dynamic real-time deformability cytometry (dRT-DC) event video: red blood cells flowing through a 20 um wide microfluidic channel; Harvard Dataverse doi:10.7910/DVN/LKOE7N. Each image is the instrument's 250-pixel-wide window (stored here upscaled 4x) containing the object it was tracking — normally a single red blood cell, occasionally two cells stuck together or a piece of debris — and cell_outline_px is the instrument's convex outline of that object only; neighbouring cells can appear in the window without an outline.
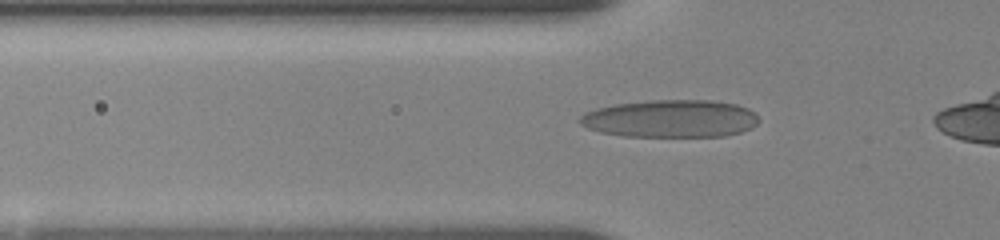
{"species": "human", "species_latin": "Homo sapiens", "temperature_condition": "room temperature", "stored_images_in_passage": 44, "camera_frame_rate_fps": 3000, "um_per_image_px": 0.085, "donor": {"sex": "female"}, "frame": {"image": 1, "passage_image": 15, "time_ms": 3.0, "image_size_px": [1000, 240], "cell_outline_px": [[760, 120], [752, 128], [740, 132], [724, 136], [624, 136], [600, 132], [588, 128], [580, 124], [580, 116], [584, 112], [616, 104], [652, 100], [712, 100], [736, 104], [748, 108], [756, 112]], "centroid_in_image_um": [57.04, 10.08], "position_along_channel_um": 68.8, "area_um2": 39.25}}
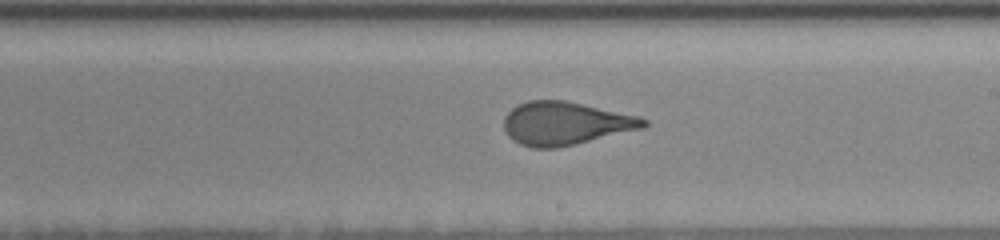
{"frame": {"image": 2, "passage_image": 31, "time_ms": 7.667, "image_size_px": [1000, 240], "cell_outline_px": [[648, 124], [644, 128], [556, 148], [532, 148], [520, 144], [512, 140], [508, 136], [504, 128], [504, 116], [512, 108], [528, 100], [564, 100], [640, 116], [648, 120]], "centroid_in_image_um": [48.05, 10.49], "position_along_channel_um": 240.9, "area_um2": 35.08}}
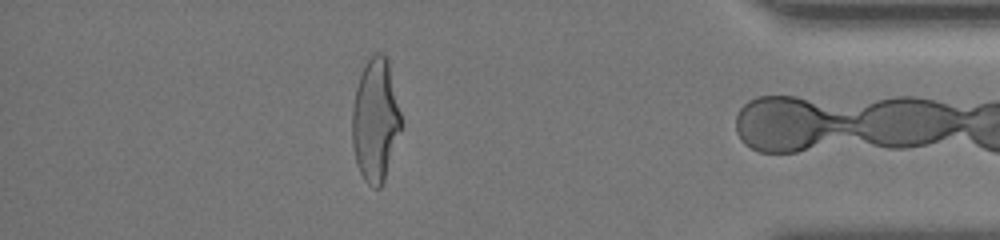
{"frame": {"image": 3, "passage_image": 43, "time_ms": 13.0, "image_size_px": [1000, 240], "cell_outline_px": [[404, 124], [384, 184], [380, 188], [372, 188], [364, 180], [356, 164], [352, 144], [352, 108], [356, 88], [360, 76], [368, 60], [376, 52], [380, 52], [388, 60]], "centroid_in_image_um": [31.94, 10.3], "position_along_channel_um": 403.3, "area_um2": 35.78}, "authors_computed_cell_mechanics": {"area_um2": 37.5411, "velocity_mm_per_s": 3.7053, "shape_relaxation_time_tau1_ms": 5.9564, "shape_relaxation_time_tau2_ms": 0.8271, "deformation_change_tau1": 0.2133, "deformation_change_tau2": 0.0843}}